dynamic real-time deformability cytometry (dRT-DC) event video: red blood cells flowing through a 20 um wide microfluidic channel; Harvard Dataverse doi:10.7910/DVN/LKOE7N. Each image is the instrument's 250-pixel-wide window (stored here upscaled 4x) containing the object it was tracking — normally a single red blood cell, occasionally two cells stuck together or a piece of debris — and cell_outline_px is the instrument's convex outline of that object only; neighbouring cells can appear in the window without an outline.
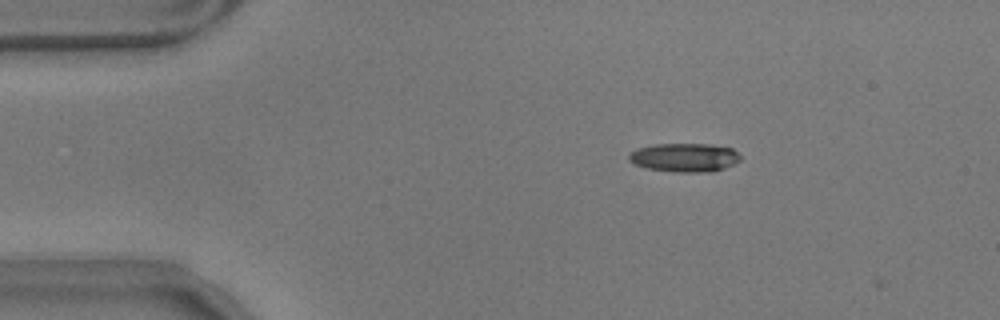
{"species": "common noctule bat (a hibernating species)", "species_latin": "Nyctalus noctula", "temperature_condition": "warm", "stored_images_in_passage": 4, "camera_frame_rate_fps": 3000, "um_per_image_px": 0.085, "animal": {"sex": "male", "body_mass_g": 17.9}, "frame": {"image": 1, "passage_image": 3, "time_ms": 0.667, "image_size_px": [1000, 320], "cell_outline_px": [[740, 160], [724, 168], [712, 172], [676, 172], [648, 168], [632, 164], [628, 160], [628, 156], [636, 148], [656, 144], [708, 144], [732, 148], [740, 156]], "centroid_in_image_um": [58.16, 13.39], "position_along_channel_um": 26.8, "area_um2": 18.61}}